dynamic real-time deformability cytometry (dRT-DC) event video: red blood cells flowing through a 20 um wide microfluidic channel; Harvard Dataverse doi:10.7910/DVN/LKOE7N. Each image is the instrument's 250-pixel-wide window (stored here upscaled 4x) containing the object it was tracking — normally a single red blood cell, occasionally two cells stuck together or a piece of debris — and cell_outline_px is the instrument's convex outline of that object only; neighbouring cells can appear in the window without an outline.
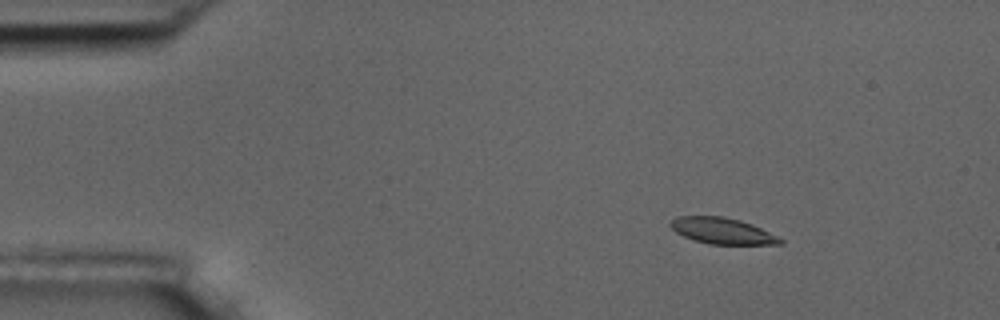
{"species": "common noctule bat (a hibernating species)", "species_latin": "Nyctalus noctula", "temperature_condition": "room temperature", "stored_images_in_passage": 4, "camera_frame_rate_fps": 3000, "um_per_image_px": 0.085, "animal": {"sex": "male", "body_mass_g": 17.5, "forearm_length_mm": 52.3}, "frame": {"image": 1, "passage_image": 1, "time_ms": 0.0, "image_size_px": [1000, 320], "cell_outline_px": [[784, 244], [708, 244], [684, 236], [676, 232], [668, 224], [676, 216], [724, 216], [740, 220], [752, 224], [784, 240]], "centroid_in_image_um": [61.38, 19.61], "position_along_channel_um": 23.6, "area_um2": 16.59}}
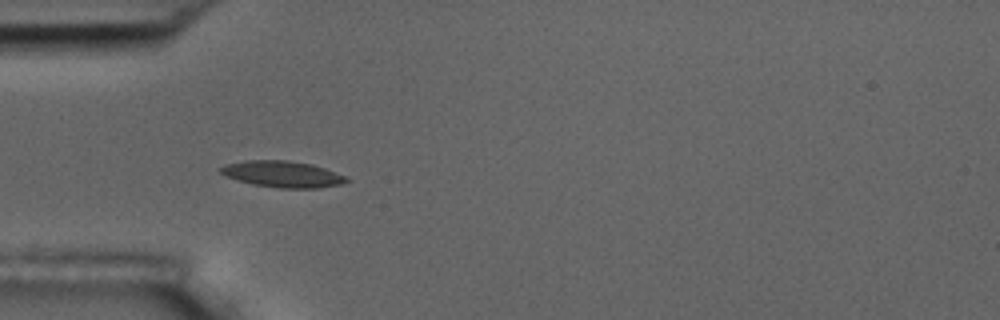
{"frame": {"image": 2, "passage_image": 3, "time_ms": 3.0, "image_size_px": [1000, 320], "cell_outline_px": [[348, 180], [340, 184], [320, 188], [280, 188], [252, 184], [224, 176], [216, 168], [224, 164], [244, 160], [288, 160], [312, 164], [324, 168], [344, 176]], "centroid_in_image_um": [23.92, 14.79], "position_along_channel_um": 61.1, "area_um2": 19.36}}